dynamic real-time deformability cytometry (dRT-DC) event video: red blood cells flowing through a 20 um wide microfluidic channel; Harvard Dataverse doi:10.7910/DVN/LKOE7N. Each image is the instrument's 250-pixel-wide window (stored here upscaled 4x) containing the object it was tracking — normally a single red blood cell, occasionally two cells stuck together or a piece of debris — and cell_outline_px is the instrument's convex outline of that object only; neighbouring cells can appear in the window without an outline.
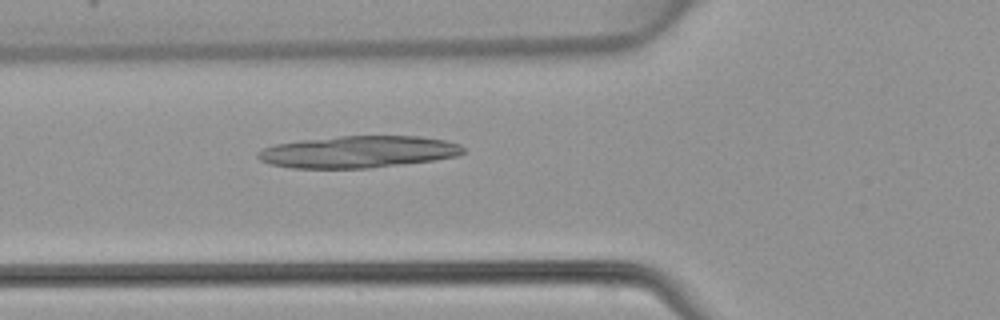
{"species": "common noctule bat (a hibernating species)", "species_latin": "Nyctalus noctula", "temperature_condition": "warm", "stored_images_in_passage": 40, "camera_frame_rate_fps": 3000, "um_per_image_px": 0.085, "animal": {"sex": "female", "body_mass_g": 22.7, "forearm_length_mm": 54.2}, "frame": {"image": 1, "passage_image": 10, "time_ms": 3.0, "image_size_px": [1000, 320], "cell_outline_px": [[464, 152], [460, 156], [432, 160], [368, 168], [292, 168], [272, 164], [260, 160], [256, 156], [256, 152], [264, 148], [276, 144], [300, 140], [340, 136], [420, 136], [444, 140], [460, 144], [464, 148]], "centroid_in_image_um": [30.45, 12.9], "position_along_channel_um": 95.3, "area_um2": 38.09}}
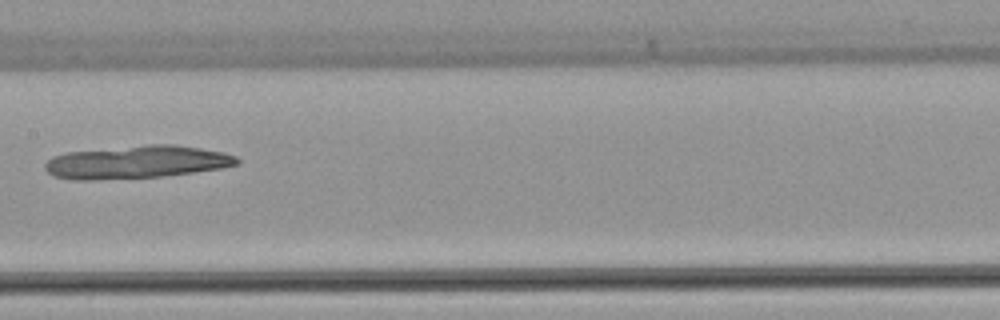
{"frame": {"image": 2, "passage_image": 17, "time_ms": 5.333, "image_size_px": [1000, 320], "cell_outline_px": [[240, 164], [220, 168], [192, 172], [160, 176], [92, 180], [76, 180], [56, 176], [48, 172], [44, 168], [44, 164], [52, 156], [68, 152], [148, 144], [172, 144], [200, 148], [224, 152], [236, 156], [240, 160]], "centroid_in_image_um": [11.63, 13.77], "position_along_channel_um": 195.8, "area_um2": 36.53}}
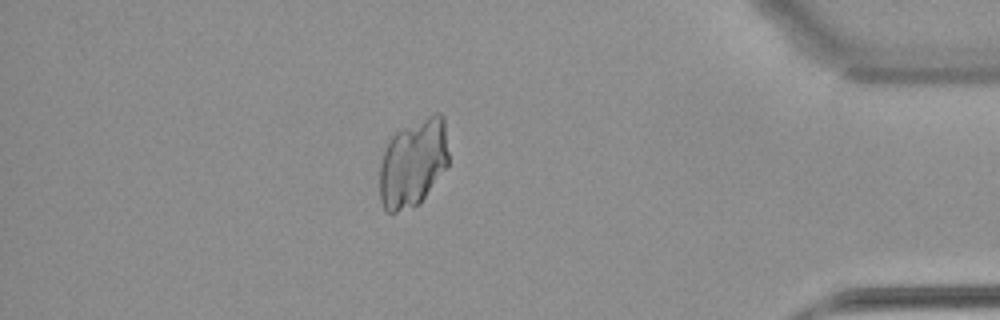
{"frame": {"image": 3, "passage_image": 34, "time_ms": 11.0, "image_size_px": [1000, 320], "cell_outline_px": [[448, 164], [420, 204], [396, 212], [384, 212], [380, 200], [380, 164], [384, 148], [388, 140], [396, 132], [432, 112], [440, 112], [444, 116], [448, 152]], "centroid_in_image_um": [35.11, 13.83], "position_along_channel_um": 400.1, "area_um2": 35.72}}